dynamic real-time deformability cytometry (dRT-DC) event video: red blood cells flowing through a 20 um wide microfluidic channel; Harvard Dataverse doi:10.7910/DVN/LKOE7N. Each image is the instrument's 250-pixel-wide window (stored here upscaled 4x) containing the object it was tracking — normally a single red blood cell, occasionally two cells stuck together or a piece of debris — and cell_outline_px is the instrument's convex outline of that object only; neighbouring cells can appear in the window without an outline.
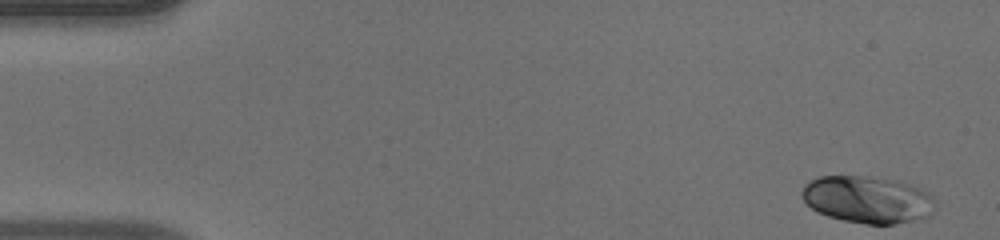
{"species": "human", "species_latin": "Homo sapiens", "temperature_condition": "warm", "stored_images_in_passage": 49, "camera_frame_rate_fps": 3000, "um_per_image_px": 0.085, "donor": {"sex": "male"}, "frame": {"image": 1, "passage_image": 1, "time_ms": 0.0, "image_size_px": [1000, 240], "cell_outline_px": [[932, 200], [920, 216], [912, 220], [896, 224], [864, 224], [844, 220], [828, 216], [812, 208], [800, 196], [800, 192], [804, 184], [820, 176], [860, 176], [896, 180], [920, 188], [928, 192], [932, 196]], "centroid_in_image_um": [73.59, 16.94], "position_along_channel_um": 11.4, "area_um2": 35.49}}
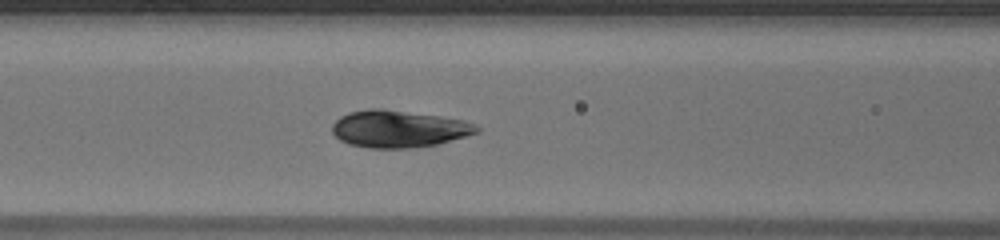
{"frame": {"image": 2, "passage_image": 20, "time_ms": 6.333, "image_size_px": [1000, 240], "cell_outline_px": [[480, 132], [468, 136], [440, 144], [412, 148], [368, 148], [348, 144], [340, 140], [332, 132], [332, 124], [340, 116], [348, 112], [368, 108], [380, 108], [440, 116], [464, 120], [476, 124], [480, 128]], "centroid_in_image_um": [33.91, 10.96], "position_along_channel_um": 132.7, "area_um2": 31.67}}
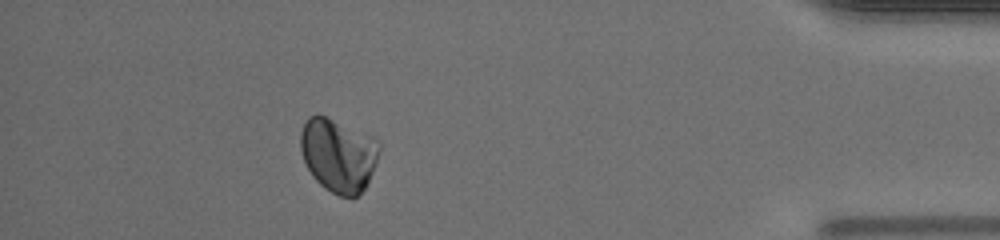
{"frame": {"image": 3, "passage_image": 44, "time_ms": 14.333, "image_size_px": [1000, 240], "cell_outline_px": [[380, 148], [372, 172], [364, 188], [356, 196], [340, 196], [324, 188], [312, 176], [304, 160], [300, 148], [300, 132], [308, 116], [316, 112], [372, 136], [380, 144]], "centroid_in_image_um": [28.72, 13.14], "position_along_channel_um": 406.5, "area_um2": 33.52}, "authors_computed_cell_mechanics": {"area_um2": 32.3102, "velocity_mm_per_s": 4.0341, "shape_relaxation_time_tau1_ms": 3.962, "shape_relaxation_time_tau2_ms": null, "deformation_change_tau1": 0.1135, "deformation_change_tau2": null}}